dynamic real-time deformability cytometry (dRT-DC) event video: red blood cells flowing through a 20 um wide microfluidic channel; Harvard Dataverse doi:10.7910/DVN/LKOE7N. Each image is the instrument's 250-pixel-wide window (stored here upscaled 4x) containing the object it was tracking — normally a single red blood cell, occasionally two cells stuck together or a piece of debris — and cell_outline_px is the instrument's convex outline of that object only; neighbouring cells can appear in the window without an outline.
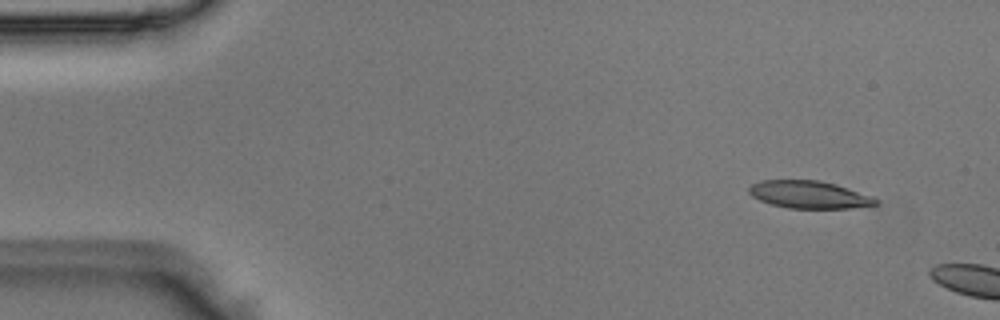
{"species": "Egyptian fruit bat (a non-hibernating species)", "species_latin": "Rousettus aegyptiacus", "temperature_condition": "room temperature", "stored_images_in_passage": 2, "camera_frame_rate_fps": 3000, "um_per_image_px": 0.085, "animal": {"sex": "male"}, "frame": {"image": 1, "passage_image": 1, "time_ms": 0.0, "image_size_px": [1000, 320], "cell_outline_px": [[880, 204], [852, 208], [788, 208], [772, 204], [760, 200], [752, 196], [748, 192], [748, 188], [752, 184], [760, 180], [820, 180], [836, 184], [872, 196], [880, 200]], "centroid_in_image_um": [68.8, 16.54], "position_along_channel_um": 16.2, "area_um2": 20.4}}